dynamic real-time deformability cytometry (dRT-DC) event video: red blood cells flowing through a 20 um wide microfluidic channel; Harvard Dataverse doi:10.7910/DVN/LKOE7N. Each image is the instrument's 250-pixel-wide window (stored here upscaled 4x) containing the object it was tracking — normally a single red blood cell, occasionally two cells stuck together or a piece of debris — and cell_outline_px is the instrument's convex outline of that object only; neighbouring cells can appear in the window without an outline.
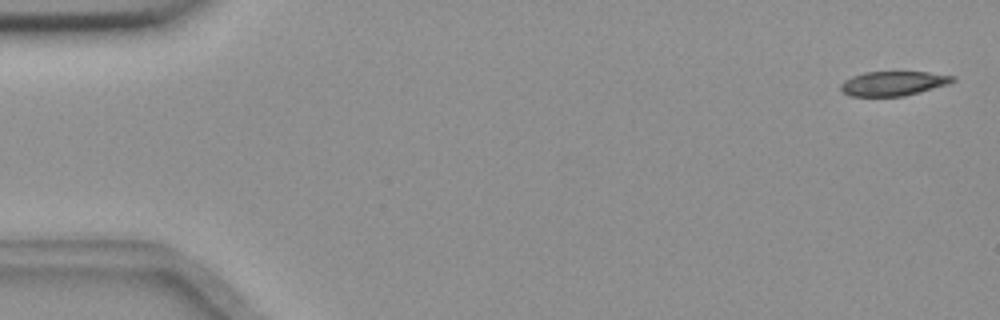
{"species": "common noctule bat (a hibernating species)", "species_latin": "Nyctalus noctula", "temperature_condition": "room temperature", "stored_images_in_passage": 17, "camera_frame_rate_fps": 3000, "um_per_image_px": 0.085, "animal": {"sex": "female", "body_mass_g": 18.4}, "frame": {"image": 1, "passage_image": 2, "time_ms": 0.333, "image_size_px": [1000, 320], "cell_outline_px": [[956, 80], [948, 84], [904, 96], [852, 96], [844, 92], [840, 88], [840, 84], [844, 80], [852, 76], [864, 72], [928, 72], [956, 76]], "centroid_in_image_um": [75.93, 7.08], "position_along_channel_um": 9.1, "area_um2": 15.9}}
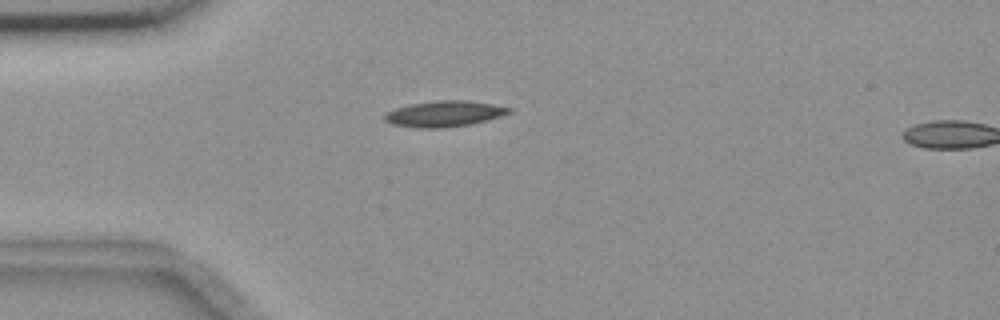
{"frame": {"image": 2, "passage_image": 15, "time_ms": 4.667, "image_size_px": [1000, 320], "cell_outline_px": [[512, 112], [500, 116], [468, 124], [444, 128], [416, 128], [392, 124], [384, 120], [384, 116], [388, 112], [396, 108], [408, 104], [440, 100], [464, 100], [492, 104], [512, 108]], "centroid_in_image_um": [37.74, 9.67], "position_along_channel_um": 47.3, "area_um2": 18.55}}